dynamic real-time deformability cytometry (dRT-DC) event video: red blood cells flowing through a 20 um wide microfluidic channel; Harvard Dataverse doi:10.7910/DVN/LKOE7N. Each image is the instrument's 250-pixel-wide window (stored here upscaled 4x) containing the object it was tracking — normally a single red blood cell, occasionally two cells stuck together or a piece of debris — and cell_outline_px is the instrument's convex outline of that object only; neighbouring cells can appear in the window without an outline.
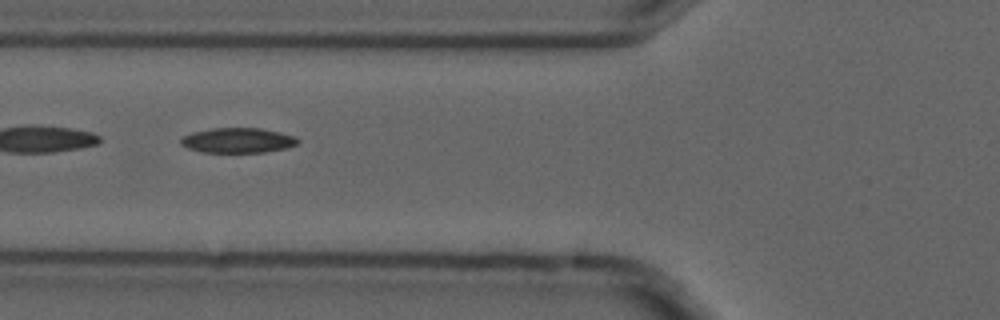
{"species": "common noctule bat (a hibernating species)", "species_latin": "Nyctalus noctula", "temperature_condition": "cold", "stored_images_in_passage": 7, "segment_of_instrument_passage": [2, 2], "camera_frame_rate_fps": 3000, "um_per_image_px": 0.085, "animal": {"sex": "male", "forearm_length_mm": 52.5}, "frame": {"image": 1, "passage_image": 6, "time_ms": 1.667, "image_size_px": [1000, 320], "cell_outline_px": [[300, 140], [296, 144], [284, 148], [264, 152], [200, 152], [188, 148], [180, 144], [180, 140], [184, 136], [192, 132], [212, 128], [260, 128], [280, 132], [296, 136]], "centroid_in_image_um": [20.2, 11.92], "position_along_channel_um": 105.6, "area_um2": 16.99}}